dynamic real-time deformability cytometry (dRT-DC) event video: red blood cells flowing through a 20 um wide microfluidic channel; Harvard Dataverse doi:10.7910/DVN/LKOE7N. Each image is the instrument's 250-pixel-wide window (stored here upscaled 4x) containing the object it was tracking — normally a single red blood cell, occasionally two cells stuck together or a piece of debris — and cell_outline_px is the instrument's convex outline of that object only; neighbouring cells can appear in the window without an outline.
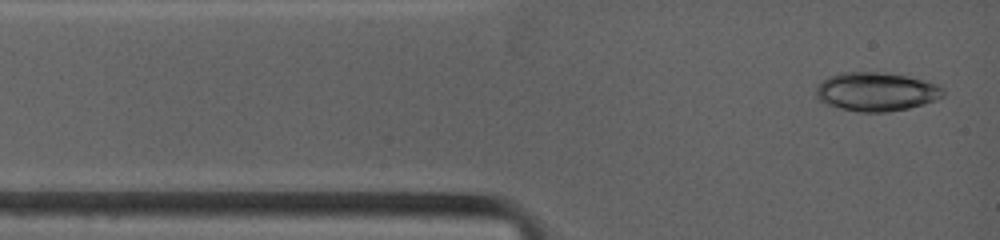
{"species": "common noctule bat (a hibernating species)", "species_latin": "Nyctalus noctula", "temperature_condition": "warm", "stored_images_in_passage": 9, "camera_frame_rate_fps": 4500, "um_per_image_px": 0.085, "animal": {"sex": "female", "body_mass_g": 19.0, "forearm_length_mm": 53.3}, "frame": {"image": 1, "passage_image": 1, "time_ms": 0.0, "image_size_px": [1000, 240], "cell_outline_px": [[944, 96], [936, 100], [924, 104], [908, 108], [888, 112], [860, 112], [840, 108], [828, 104], [820, 100], [816, 96], [816, 84], [828, 76], [840, 72], [876, 72], [908, 76], [936, 84], [944, 92]], "centroid_in_image_um": [74.45, 7.79], "position_along_channel_um": 10.6, "area_um2": 28.67}}
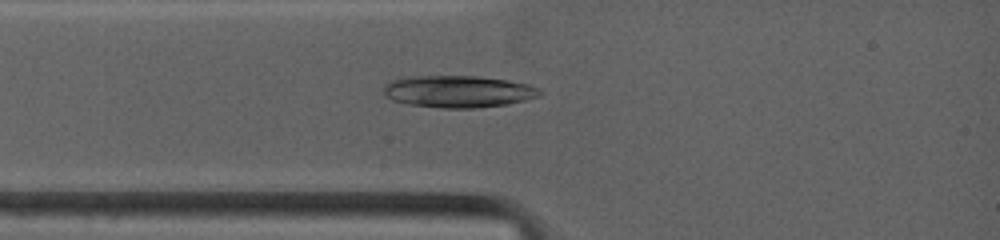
{"frame": {"image": 2, "passage_image": 6, "time_ms": 1.778, "image_size_px": [1000, 240], "cell_outline_px": [[544, 92], [536, 96], [524, 100], [508, 104], [472, 108], [444, 108], [408, 104], [392, 100], [384, 92], [384, 84], [392, 80], [408, 76], [480, 76], [508, 80], [528, 84], [540, 88]], "centroid_in_image_um": [38.96, 7.77], "position_along_channel_um": 46.0, "area_um2": 29.07}}
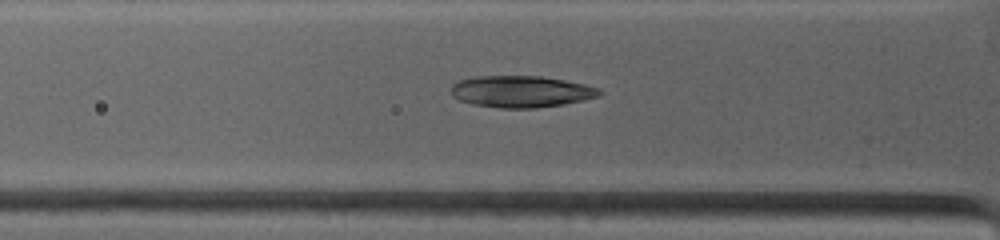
{"frame": {"image": 3, "passage_image": 8, "time_ms": 2.667, "image_size_px": [1000, 240], "cell_outline_px": [[604, 92], [600, 96], [584, 100], [564, 104], [536, 108], [500, 108], [472, 104], [460, 100], [452, 96], [452, 84], [460, 80], [476, 76], [540, 76], [564, 80], [584, 84], [600, 88]], "centroid_in_image_um": [44.33, 7.78], "position_along_channel_um": 81.5, "area_um2": 27.46}}